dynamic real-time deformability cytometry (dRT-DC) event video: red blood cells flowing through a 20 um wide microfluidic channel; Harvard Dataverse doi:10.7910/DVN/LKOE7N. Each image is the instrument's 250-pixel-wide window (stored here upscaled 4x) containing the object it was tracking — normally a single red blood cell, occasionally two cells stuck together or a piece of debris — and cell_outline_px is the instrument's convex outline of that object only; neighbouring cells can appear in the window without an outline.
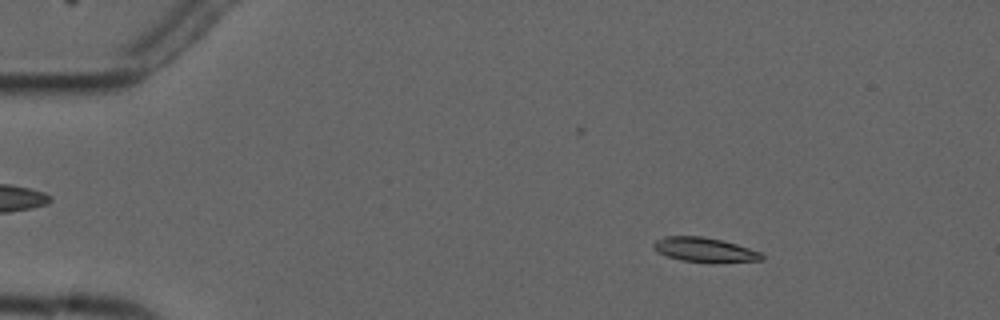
{"species": "common noctule bat (a hibernating species)", "species_latin": "Nyctalus noctula", "temperature_condition": "cold", "stored_images_in_passage": 4, "camera_frame_rate_fps": 3000, "um_per_image_px": 0.085, "animal": {"sex": "male", "forearm_length_mm": 52.5}, "frame": {"image": 1, "passage_image": 2, "time_ms": 1.333, "image_size_px": [1000, 320], "cell_outline_px": [[764, 260], [680, 260], [656, 252], [652, 248], [652, 244], [656, 240], [664, 236], [704, 236], [736, 244], [760, 252], [764, 256]], "centroid_in_image_um": [59.78, 21.18], "position_along_channel_um": 25.2, "area_um2": 14.62}}
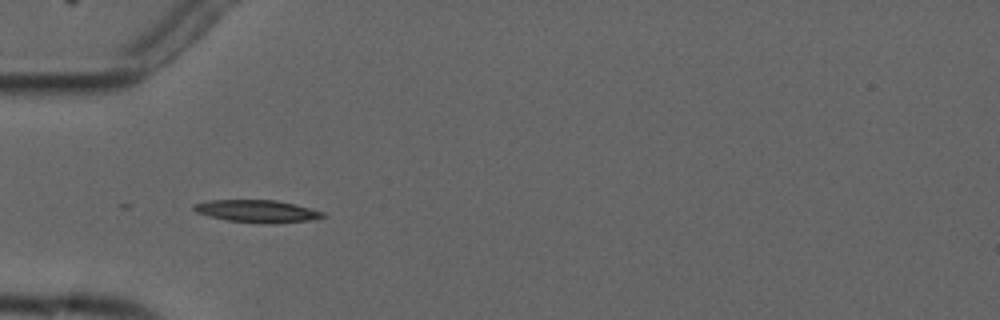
{"frame": {"image": 2, "passage_image": 4, "time_ms": 4.333, "image_size_px": [1000, 320], "cell_outline_px": [[328, 216], [312, 220], [228, 220], [208, 216], [196, 212], [192, 208], [192, 204], [208, 200], [276, 200], [324, 212]], "centroid_in_image_um": [21.75, 17.88], "position_along_channel_um": 63.2, "area_um2": 15.61}}